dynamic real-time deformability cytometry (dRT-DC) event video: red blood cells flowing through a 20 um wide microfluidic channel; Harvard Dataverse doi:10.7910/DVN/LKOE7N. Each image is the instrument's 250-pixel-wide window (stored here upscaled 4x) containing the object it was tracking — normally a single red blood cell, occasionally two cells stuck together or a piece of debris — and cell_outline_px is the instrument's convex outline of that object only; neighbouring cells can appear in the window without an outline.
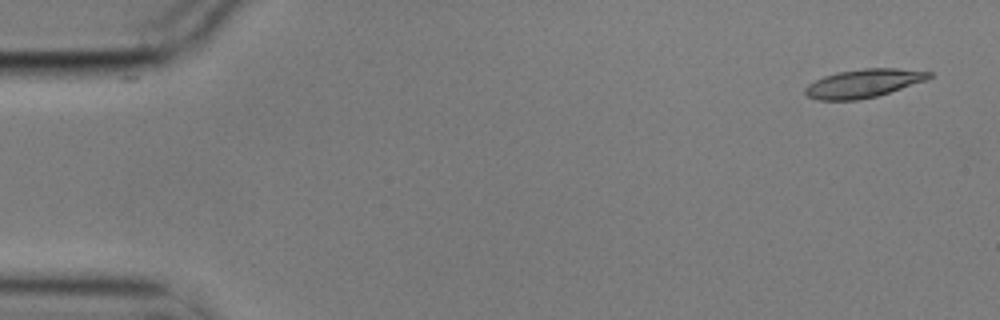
{"species": "common noctule bat (a hibernating species)", "species_latin": "Nyctalus noctula", "temperature_condition": "cold", "stored_images_in_passage": 5, "camera_frame_rate_fps": 3000, "um_per_image_px": 0.085, "animal": {"sex": "male", "body_mass_g": 17.9}, "frame": {"image": 1, "passage_image": 1, "time_ms": 0.0, "image_size_px": [1000, 320], "cell_outline_px": [[932, 76], [924, 80], [876, 96], [856, 100], [820, 100], [808, 96], [804, 92], [804, 88], [808, 84], [824, 76], [840, 72], [864, 68], [896, 68], [932, 72]], "centroid_in_image_um": [73.35, 7.08], "position_along_channel_um": 11.6, "area_um2": 20.06}}
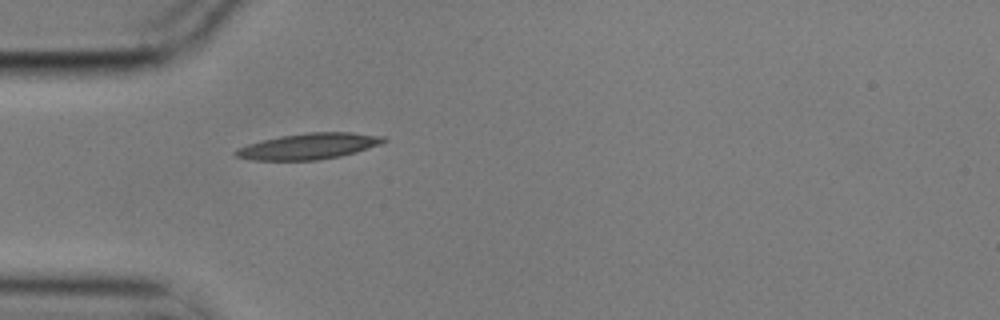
{"frame": {"image": 2, "passage_image": 5, "time_ms": 1.333, "image_size_px": [1000, 320], "cell_outline_px": [[388, 140], [380, 144], [356, 152], [340, 156], [316, 160], [252, 160], [236, 156], [232, 152], [236, 148], [248, 144], [280, 136], [308, 132], [352, 132], [384, 136]], "centroid_in_image_um": [26.24, 12.42], "position_along_channel_um": 58.8, "area_um2": 22.37}}